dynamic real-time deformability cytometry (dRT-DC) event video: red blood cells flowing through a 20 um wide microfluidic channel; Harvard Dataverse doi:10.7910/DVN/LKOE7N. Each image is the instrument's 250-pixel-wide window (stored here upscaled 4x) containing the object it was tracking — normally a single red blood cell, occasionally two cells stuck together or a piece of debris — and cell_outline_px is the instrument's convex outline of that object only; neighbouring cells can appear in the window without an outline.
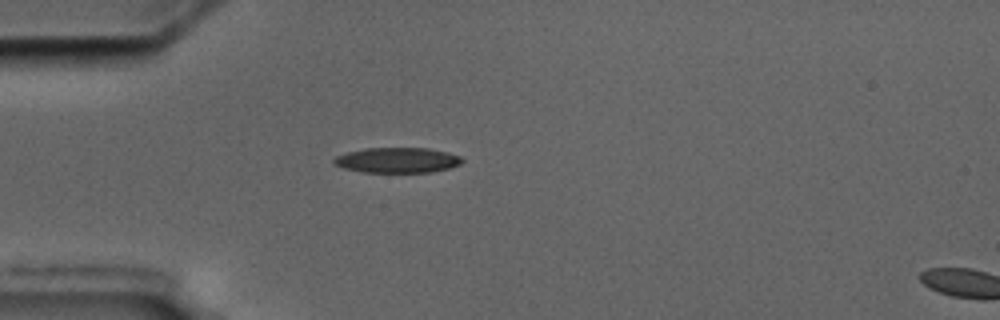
{"species": "common noctule bat (a hibernating species)", "species_latin": "Nyctalus noctula", "temperature_condition": "cold", "stored_images_in_passage": 2, "segment_of_instrument_passage": [1, 2], "camera_frame_rate_fps": 3000, "um_per_image_px": 0.085, "animal": {"sex": "male", "body_mass_g": 17.5, "forearm_length_mm": 52.3}, "frame": {"image": 1, "passage_image": 1, "time_ms": 0.0, "image_size_px": [1000, 320], "cell_outline_px": [[464, 160], [460, 164], [448, 168], [432, 172], [364, 172], [344, 168], [336, 164], [332, 160], [336, 156], [348, 152], [364, 148], [428, 148], [448, 152], [460, 156]], "centroid_in_image_um": [33.79, 13.61], "position_along_channel_um": 51.2, "area_um2": 18.79}}